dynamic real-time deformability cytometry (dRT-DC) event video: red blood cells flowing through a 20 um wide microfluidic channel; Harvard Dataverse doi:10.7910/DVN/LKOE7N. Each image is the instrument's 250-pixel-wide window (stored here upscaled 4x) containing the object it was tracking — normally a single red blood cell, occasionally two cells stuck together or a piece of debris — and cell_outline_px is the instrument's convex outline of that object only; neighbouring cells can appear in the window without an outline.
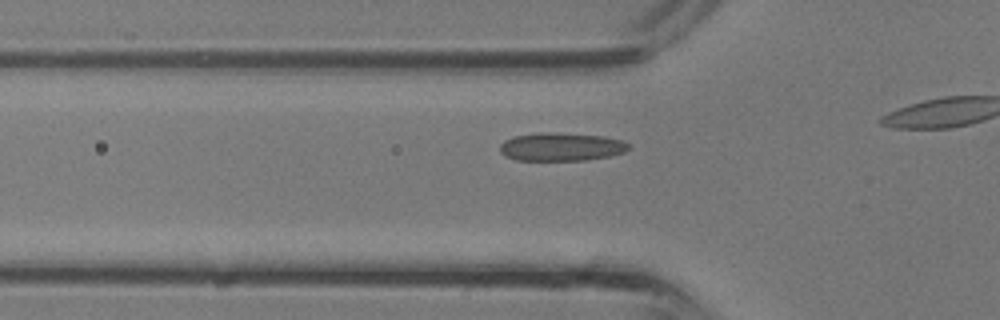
{"species": "common noctule bat (a hibernating species)", "species_latin": "Nyctalus noctula", "temperature_condition": "room temperature", "stored_images_in_passage": 14, "camera_frame_rate_fps": 3000, "um_per_image_px": 0.085, "animal": {"sex": "male", "body_mass_g": 13.3}, "frame": {"image": 1, "passage_image": 10, "time_ms": 3.0, "image_size_px": [1000, 320], "cell_outline_px": [[628, 148], [624, 152], [608, 156], [584, 160], [516, 160], [504, 156], [500, 152], [500, 144], [504, 140], [512, 136], [540, 132], [552, 132], [604, 136], [624, 140], [628, 144]], "centroid_in_image_um": [47.66, 12.47], "position_along_channel_um": 78.1, "area_um2": 21.27}}